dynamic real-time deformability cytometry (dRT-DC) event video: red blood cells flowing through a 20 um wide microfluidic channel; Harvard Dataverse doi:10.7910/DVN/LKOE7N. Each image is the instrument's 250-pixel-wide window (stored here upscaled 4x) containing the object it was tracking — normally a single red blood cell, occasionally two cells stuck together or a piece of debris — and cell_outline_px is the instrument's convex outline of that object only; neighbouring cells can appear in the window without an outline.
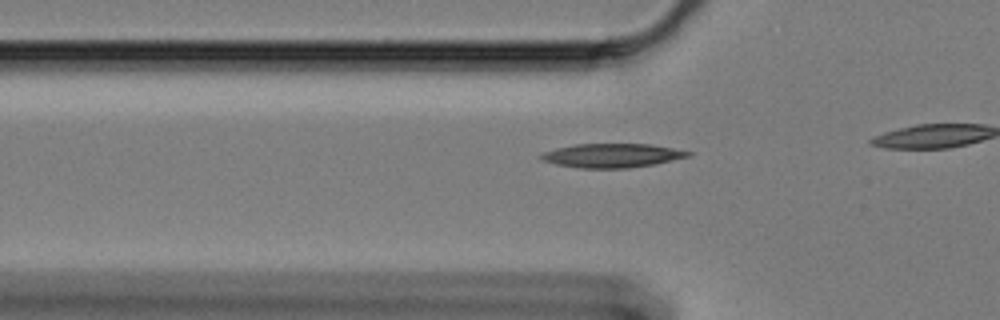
{"species": "Egyptian fruit bat (a non-hibernating species)", "species_latin": "Rousettus aegyptiacus", "temperature_condition": "cold", "stored_images_in_passage": 11, "camera_frame_rate_fps": 3000, "um_per_image_px": 0.085, "animal": {"sex": "female"}, "frame": {"image": 1, "passage_image": 5, "time_ms": 1.333, "image_size_px": [1000, 320], "cell_outline_px": [[692, 156], [652, 164], [628, 168], [580, 168], [556, 164], [540, 160], [540, 156], [544, 152], [556, 148], [576, 144], [652, 144], [692, 152]], "centroid_in_image_um": [52.02, 13.22], "position_along_channel_um": 73.8, "area_um2": 20.4}}
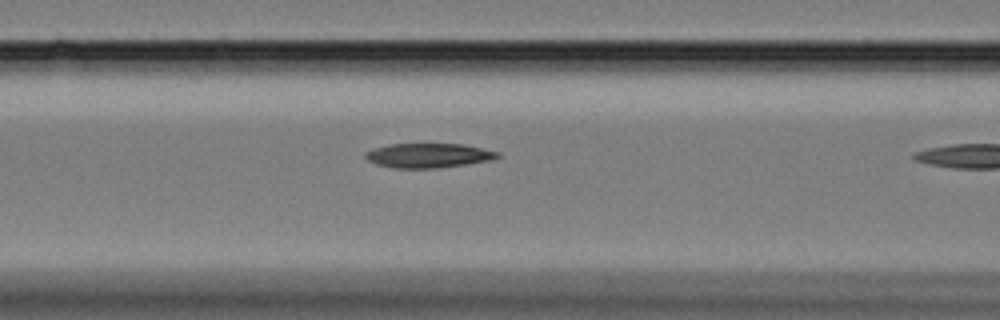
{"frame": {"image": 2, "passage_image": 10, "time_ms": 3.0, "image_size_px": [1000, 320], "cell_outline_px": [[500, 156], [492, 160], [436, 168], [396, 168], [376, 164], [368, 160], [364, 156], [364, 152], [376, 148], [392, 144], [464, 144], [500, 152]], "centroid_in_image_um": [36.43, 13.21], "position_along_channel_um": 130.2, "area_um2": 18.67}}